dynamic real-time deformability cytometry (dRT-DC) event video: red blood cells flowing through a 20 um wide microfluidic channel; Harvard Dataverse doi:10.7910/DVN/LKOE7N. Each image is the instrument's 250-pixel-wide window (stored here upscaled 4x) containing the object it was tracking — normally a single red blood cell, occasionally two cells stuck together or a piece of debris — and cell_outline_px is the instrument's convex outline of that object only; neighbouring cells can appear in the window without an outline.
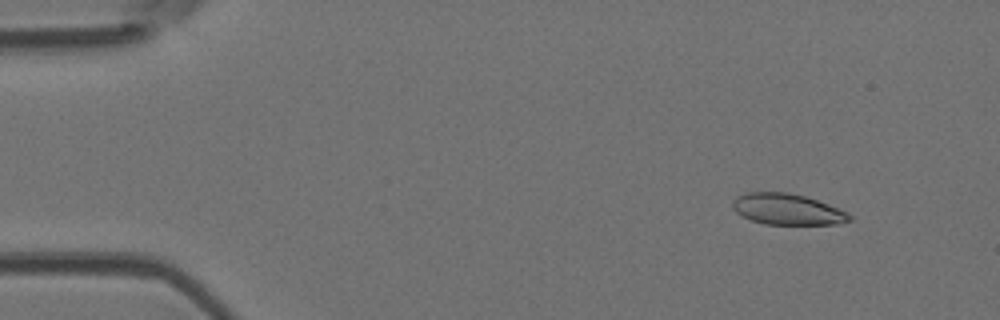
{"species": "Egyptian fruit bat (a non-hibernating species)", "species_latin": "Rousettus aegyptiacus", "temperature_condition": "room temperature", "stored_images_in_passage": 5, "camera_frame_rate_fps": 3000, "um_per_image_px": 0.085, "animal": {"sex": "female"}, "frame": {"image": 1, "passage_image": 5, "time_ms": 5.667, "image_size_px": [1000, 320], "cell_outline_px": [[852, 220], [836, 224], [764, 224], [752, 220], [736, 212], [732, 208], [732, 200], [736, 196], [744, 192], [788, 192], [804, 196], [828, 204], [848, 212], [852, 216]], "centroid_in_image_um": [66.9, 17.78], "position_along_channel_um": 18.1, "area_um2": 21.15}}